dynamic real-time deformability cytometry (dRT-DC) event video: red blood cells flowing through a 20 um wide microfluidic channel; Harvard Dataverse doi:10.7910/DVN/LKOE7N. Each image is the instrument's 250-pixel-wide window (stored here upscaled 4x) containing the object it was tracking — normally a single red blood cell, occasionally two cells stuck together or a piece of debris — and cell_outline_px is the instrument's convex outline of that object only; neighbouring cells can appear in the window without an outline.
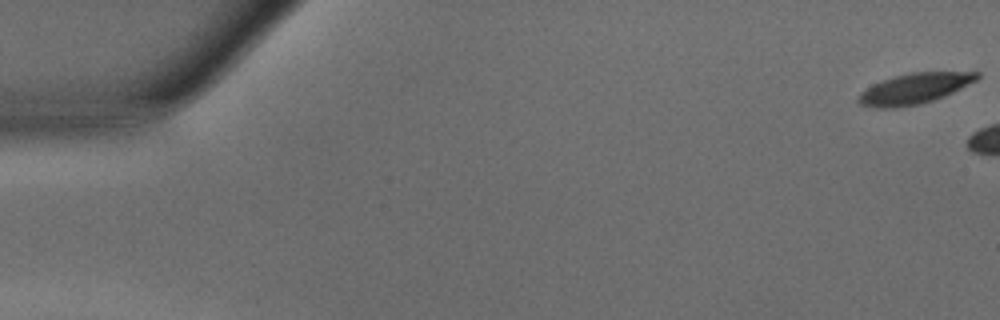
{"species": "common noctule bat (a hibernating species)", "species_latin": "Nyctalus noctula", "temperature_condition": "warm", "stored_images_in_passage": 5, "camera_frame_rate_fps": 3000, "um_per_image_px": 0.085, "animal": {"sex": "male", "body_mass_g": 15.6}, "frame": {"image": 1, "passage_image": 1, "time_ms": 0.0, "image_size_px": [1000, 320], "cell_outline_px": [[980, 76], [976, 80], [944, 96], [920, 104], [896, 108], [876, 108], [860, 104], [856, 100], [860, 92], [872, 84], [896, 76], [912, 72], [980, 72]], "centroid_in_image_um": [77.68, 7.54], "position_along_channel_um": 7.3, "area_um2": 20.92}}